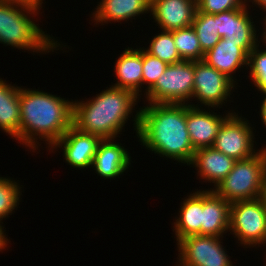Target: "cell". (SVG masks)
<instances>
[{
  "instance_id": "277c9868",
  "label": "cell",
  "mask_w": 266,
  "mask_h": 266,
  "mask_svg": "<svg viewBox=\"0 0 266 266\" xmlns=\"http://www.w3.org/2000/svg\"><path fill=\"white\" fill-rule=\"evenodd\" d=\"M40 9L20 1L0 0V43L45 54L59 50L57 47L62 48L55 38L45 34L33 21L32 18L39 14Z\"/></svg>"
},
{
  "instance_id": "6da1fadb",
  "label": "cell",
  "mask_w": 266,
  "mask_h": 266,
  "mask_svg": "<svg viewBox=\"0 0 266 266\" xmlns=\"http://www.w3.org/2000/svg\"><path fill=\"white\" fill-rule=\"evenodd\" d=\"M135 114L134 129L146 149L190 165L195 149L186 124V103H148Z\"/></svg>"
},
{
  "instance_id": "ffe728a7",
  "label": "cell",
  "mask_w": 266,
  "mask_h": 266,
  "mask_svg": "<svg viewBox=\"0 0 266 266\" xmlns=\"http://www.w3.org/2000/svg\"><path fill=\"white\" fill-rule=\"evenodd\" d=\"M117 82L112 86L127 89L141 97L142 92V67L143 48H126L115 63Z\"/></svg>"
},
{
  "instance_id": "7a4b0ae2",
  "label": "cell",
  "mask_w": 266,
  "mask_h": 266,
  "mask_svg": "<svg viewBox=\"0 0 266 266\" xmlns=\"http://www.w3.org/2000/svg\"><path fill=\"white\" fill-rule=\"evenodd\" d=\"M72 125L73 100L70 102L48 92L20 87L22 145L35 152L40 146L39 139L49 144L50 149Z\"/></svg>"
},
{
  "instance_id": "44dd1931",
  "label": "cell",
  "mask_w": 266,
  "mask_h": 266,
  "mask_svg": "<svg viewBox=\"0 0 266 266\" xmlns=\"http://www.w3.org/2000/svg\"><path fill=\"white\" fill-rule=\"evenodd\" d=\"M0 78V129L20 142V87Z\"/></svg>"
},
{
  "instance_id": "484cf974",
  "label": "cell",
  "mask_w": 266,
  "mask_h": 266,
  "mask_svg": "<svg viewBox=\"0 0 266 266\" xmlns=\"http://www.w3.org/2000/svg\"><path fill=\"white\" fill-rule=\"evenodd\" d=\"M18 181L10 178L0 177V224L3 219L10 217L15 212V208L19 205L20 195L22 194Z\"/></svg>"
},
{
  "instance_id": "e575fe53",
  "label": "cell",
  "mask_w": 266,
  "mask_h": 266,
  "mask_svg": "<svg viewBox=\"0 0 266 266\" xmlns=\"http://www.w3.org/2000/svg\"><path fill=\"white\" fill-rule=\"evenodd\" d=\"M263 198L266 202V173H265V184H264V194H263Z\"/></svg>"
},
{
  "instance_id": "4316f807",
  "label": "cell",
  "mask_w": 266,
  "mask_h": 266,
  "mask_svg": "<svg viewBox=\"0 0 266 266\" xmlns=\"http://www.w3.org/2000/svg\"><path fill=\"white\" fill-rule=\"evenodd\" d=\"M255 87L262 94H266V49L259 50V44L254 47L248 57V68Z\"/></svg>"
},
{
  "instance_id": "d6a6232c",
  "label": "cell",
  "mask_w": 266,
  "mask_h": 266,
  "mask_svg": "<svg viewBox=\"0 0 266 266\" xmlns=\"http://www.w3.org/2000/svg\"><path fill=\"white\" fill-rule=\"evenodd\" d=\"M15 1H20V2L27 3V4H32V5L38 6L40 8H42V3H43V0H15Z\"/></svg>"
},
{
  "instance_id": "52a82bcc",
  "label": "cell",
  "mask_w": 266,
  "mask_h": 266,
  "mask_svg": "<svg viewBox=\"0 0 266 266\" xmlns=\"http://www.w3.org/2000/svg\"><path fill=\"white\" fill-rule=\"evenodd\" d=\"M194 61L169 64L156 83L146 92L148 103L188 104L193 96Z\"/></svg>"
},
{
  "instance_id": "e0dca14e",
  "label": "cell",
  "mask_w": 266,
  "mask_h": 266,
  "mask_svg": "<svg viewBox=\"0 0 266 266\" xmlns=\"http://www.w3.org/2000/svg\"><path fill=\"white\" fill-rule=\"evenodd\" d=\"M248 57L249 54L239 47V43L229 42V39L221 38L212 49L204 53L203 61L236 83L233 74L241 67L246 66L248 69Z\"/></svg>"
},
{
  "instance_id": "7402d4cb",
  "label": "cell",
  "mask_w": 266,
  "mask_h": 266,
  "mask_svg": "<svg viewBox=\"0 0 266 266\" xmlns=\"http://www.w3.org/2000/svg\"><path fill=\"white\" fill-rule=\"evenodd\" d=\"M181 204L180 215L173 224L177 242L187 236L201 235L202 190L190 193Z\"/></svg>"
},
{
  "instance_id": "2e32d148",
  "label": "cell",
  "mask_w": 266,
  "mask_h": 266,
  "mask_svg": "<svg viewBox=\"0 0 266 266\" xmlns=\"http://www.w3.org/2000/svg\"><path fill=\"white\" fill-rule=\"evenodd\" d=\"M207 190H202L201 235L224 237L229 232L230 203Z\"/></svg>"
},
{
  "instance_id": "cb8c5ba5",
  "label": "cell",
  "mask_w": 266,
  "mask_h": 266,
  "mask_svg": "<svg viewBox=\"0 0 266 266\" xmlns=\"http://www.w3.org/2000/svg\"><path fill=\"white\" fill-rule=\"evenodd\" d=\"M192 27L197 33V37L203 53L212 49L221 39L218 35L215 15L196 11Z\"/></svg>"
},
{
  "instance_id": "30bf717a",
  "label": "cell",
  "mask_w": 266,
  "mask_h": 266,
  "mask_svg": "<svg viewBox=\"0 0 266 266\" xmlns=\"http://www.w3.org/2000/svg\"><path fill=\"white\" fill-rule=\"evenodd\" d=\"M235 82L225 74L208 65L203 60L194 61V86L193 96L211 108H220L222 104L227 103L231 91H234ZM221 105V106H220ZM219 106V107H218Z\"/></svg>"
},
{
  "instance_id": "5bb4252c",
  "label": "cell",
  "mask_w": 266,
  "mask_h": 266,
  "mask_svg": "<svg viewBox=\"0 0 266 266\" xmlns=\"http://www.w3.org/2000/svg\"><path fill=\"white\" fill-rule=\"evenodd\" d=\"M196 11V0H151L150 16L165 31L192 26Z\"/></svg>"
},
{
  "instance_id": "d6986e66",
  "label": "cell",
  "mask_w": 266,
  "mask_h": 266,
  "mask_svg": "<svg viewBox=\"0 0 266 266\" xmlns=\"http://www.w3.org/2000/svg\"><path fill=\"white\" fill-rule=\"evenodd\" d=\"M92 16L95 24L133 20L151 11V0H101ZM134 17V18H133Z\"/></svg>"
},
{
  "instance_id": "ac0fdd59",
  "label": "cell",
  "mask_w": 266,
  "mask_h": 266,
  "mask_svg": "<svg viewBox=\"0 0 266 266\" xmlns=\"http://www.w3.org/2000/svg\"><path fill=\"white\" fill-rule=\"evenodd\" d=\"M236 160L219 152L214 147H207L195 150L190 165L194 166L204 182L214 183V188L232 170Z\"/></svg>"
},
{
  "instance_id": "ba28073f",
  "label": "cell",
  "mask_w": 266,
  "mask_h": 266,
  "mask_svg": "<svg viewBox=\"0 0 266 266\" xmlns=\"http://www.w3.org/2000/svg\"><path fill=\"white\" fill-rule=\"evenodd\" d=\"M222 237L191 235L177 242L181 266H234L221 244Z\"/></svg>"
},
{
  "instance_id": "f546056e",
  "label": "cell",
  "mask_w": 266,
  "mask_h": 266,
  "mask_svg": "<svg viewBox=\"0 0 266 266\" xmlns=\"http://www.w3.org/2000/svg\"><path fill=\"white\" fill-rule=\"evenodd\" d=\"M3 228L4 227L0 224V251L4 250L5 247L8 245V243L10 242L8 238L5 236L6 233H4L5 230Z\"/></svg>"
},
{
  "instance_id": "1f68e13d",
  "label": "cell",
  "mask_w": 266,
  "mask_h": 266,
  "mask_svg": "<svg viewBox=\"0 0 266 266\" xmlns=\"http://www.w3.org/2000/svg\"><path fill=\"white\" fill-rule=\"evenodd\" d=\"M247 2H252V4L254 3V5L256 4L257 6H259L258 8H260V10L262 9V12L264 10V12H266V0H247Z\"/></svg>"
},
{
  "instance_id": "7c38bea8",
  "label": "cell",
  "mask_w": 266,
  "mask_h": 266,
  "mask_svg": "<svg viewBox=\"0 0 266 266\" xmlns=\"http://www.w3.org/2000/svg\"><path fill=\"white\" fill-rule=\"evenodd\" d=\"M101 141L102 138L98 135L83 133L72 125L48 150L62 148L65 162L74 168L88 169L90 166L92 168Z\"/></svg>"
},
{
  "instance_id": "3957f363",
  "label": "cell",
  "mask_w": 266,
  "mask_h": 266,
  "mask_svg": "<svg viewBox=\"0 0 266 266\" xmlns=\"http://www.w3.org/2000/svg\"><path fill=\"white\" fill-rule=\"evenodd\" d=\"M109 87L86 102L73 101V126L102 139L118 137L140 98L127 89Z\"/></svg>"
},
{
  "instance_id": "9a60e30c",
  "label": "cell",
  "mask_w": 266,
  "mask_h": 266,
  "mask_svg": "<svg viewBox=\"0 0 266 266\" xmlns=\"http://www.w3.org/2000/svg\"><path fill=\"white\" fill-rule=\"evenodd\" d=\"M115 139H102L94 156L92 167L97 175L111 179L122 175L131 164V156Z\"/></svg>"
},
{
  "instance_id": "83f0119b",
  "label": "cell",
  "mask_w": 266,
  "mask_h": 266,
  "mask_svg": "<svg viewBox=\"0 0 266 266\" xmlns=\"http://www.w3.org/2000/svg\"><path fill=\"white\" fill-rule=\"evenodd\" d=\"M168 64L157 57L147 53L143 48L142 87L147 84V92L157 81L159 76L166 70Z\"/></svg>"
},
{
  "instance_id": "f1b7e54d",
  "label": "cell",
  "mask_w": 266,
  "mask_h": 266,
  "mask_svg": "<svg viewBox=\"0 0 266 266\" xmlns=\"http://www.w3.org/2000/svg\"><path fill=\"white\" fill-rule=\"evenodd\" d=\"M247 0H197V10L202 13L218 14L248 6Z\"/></svg>"
},
{
  "instance_id": "8992f818",
  "label": "cell",
  "mask_w": 266,
  "mask_h": 266,
  "mask_svg": "<svg viewBox=\"0 0 266 266\" xmlns=\"http://www.w3.org/2000/svg\"><path fill=\"white\" fill-rule=\"evenodd\" d=\"M229 231L241 246H265L266 202L263 196L230 204Z\"/></svg>"
},
{
  "instance_id": "9c48e42d",
  "label": "cell",
  "mask_w": 266,
  "mask_h": 266,
  "mask_svg": "<svg viewBox=\"0 0 266 266\" xmlns=\"http://www.w3.org/2000/svg\"><path fill=\"white\" fill-rule=\"evenodd\" d=\"M250 124L238 113L231 112L224 119L212 147L236 161L253 156L259 149H254L255 135Z\"/></svg>"
},
{
  "instance_id": "5b68a950",
  "label": "cell",
  "mask_w": 266,
  "mask_h": 266,
  "mask_svg": "<svg viewBox=\"0 0 266 266\" xmlns=\"http://www.w3.org/2000/svg\"><path fill=\"white\" fill-rule=\"evenodd\" d=\"M266 173V146L253 156L237 160L228 175L210 188L230 204L263 196Z\"/></svg>"
},
{
  "instance_id": "4fadbf2b",
  "label": "cell",
  "mask_w": 266,
  "mask_h": 266,
  "mask_svg": "<svg viewBox=\"0 0 266 266\" xmlns=\"http://www.w3.org/2000/svg\"><path fill=\"white\" fill-rule=\"evenodd\" d=\"M202 108V109H201ZM186 104V124L192 146L195 150L212 147L216 135L224 121L231 112L227 111L223 117L214 112H208L203 107Z\"/></svg>"
},
{
  "instance_id": "d4e9b609",
  "label": "cell",
  "mask_w": 266,
  "mask_h": 266,
  "mask_svg": "<svg viewBox=\"0 0 266 266\" xmlns=\"http://www.w3.org/2000/svg\"><path fill=\"white\" fill-rule=\"evenodd\" d=\"M152 38L149 47L144 49L147 53L168 65L182 61L174 44L172 31L162 30Z\"/></svg>"
},
{
  "instance_id": "4dcf8cb0",
  "label": "cell",
  "mask_w": 266,
  "mask_h": 266,
  "mask_svg": "<svg viewBox=\"0 0 266 266\" xmlns=\"http://www.w3.org/2000/svg\"><path fill=\"white\" fill-rule=\"evenodd\" d=\"M265 95L263 98V100H261V105H260V117H261V121L263 122L265 128H266V94H262Z\"/></svg>"
},
{
  "instance_id": "836d02e7",
  "label": "cell",
  "mask_w": 266,
  "mask_h": 266,
  "mask_svg": "<svg viewBox=\"0 0 266 266\" xmlns=\"http://www.w3.org/2000/svg\"><path fill=\"white\" fill-rule=\"evenodd\" d=\"M263 19V21H265L264 23H261V24H264L263 26L265 27V28H263L264 30H263V32H262V34H261V36H263L262 38V40H260V41H262L263 43H265L264 44V46H266V15H265V17L264 18H262Z\"/></svg>"
},
{
  "instance_id": "603a6c76",
  "label": "cell",
  "mask_w": 266,
  "mask_h": 266,
  "mask_svg": "<svg viewBox=\"0 0 266 266\" xmlns=\"http://www.w3.org/2000/svg\"><path fill=\"white\" fill-rule=\"evenodd\" d=\"M174 44L182 60L198 61L203 60L202 52L197 33L192 26L172 31Z\"/></svg>"
},
{
  "instance_id": "8fae6325",
  "label": "cell",
  "mask_w": 266,
  "mask_h": 266,
  "mask_svg": "<svg viewBox=\"0 0 266 266\" xmlns=\"http://www.w3.org/2000/svg\"><path fill=\"white\" fill-rule=\"evenodd\" d=\"M249 13L245 6L215 14L218 35L229 39V42L239 43V47L248 54L260 43L253 18Z\"/></svg>"
}]
</instances>
